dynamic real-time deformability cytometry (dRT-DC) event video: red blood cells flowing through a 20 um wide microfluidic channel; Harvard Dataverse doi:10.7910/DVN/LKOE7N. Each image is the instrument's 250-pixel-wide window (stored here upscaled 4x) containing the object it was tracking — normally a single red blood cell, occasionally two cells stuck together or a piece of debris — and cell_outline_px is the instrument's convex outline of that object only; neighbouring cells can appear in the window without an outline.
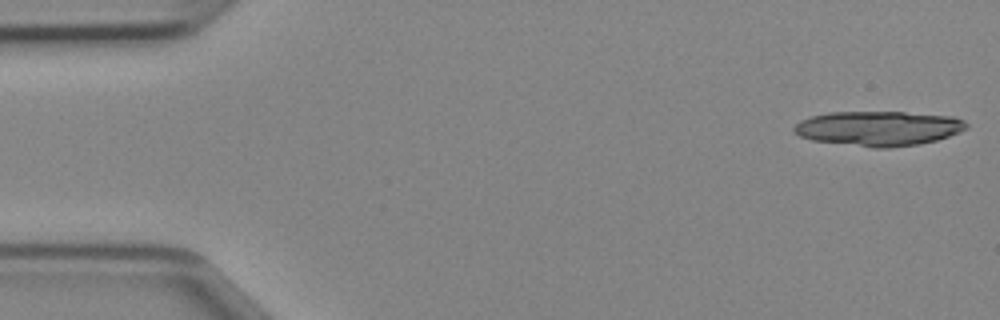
{"species": "Egyptian fruit bat (a non-hibernating species)", "species_latin": "Rousettus aegyptiacus", "temperature_condition": "cold", "stored_images_in_passage": 17, "camera_frame_rate_fps": 3000, "um_per_image_px": 0.085, "animal": {"sex": "female"}, "frame": {"image": 1, "passage_image": 1, "time_ms": 0.0, "image_size_px": [1000, 320], "cell_outline_px": [[968, 128], [960, 132], [936, 140], [920, 144], [888, 148], [876, 148], [812, 140], [800, 136], [792, 128], [800, 120], [812, 116], [828, 112], [904, 112], [956, 116], [964, 120], [968, 124]], "centroid_in_image_um": [74.71, 10.91], "position_along_channel_um": 10.3, "area_um2": 35.03}}
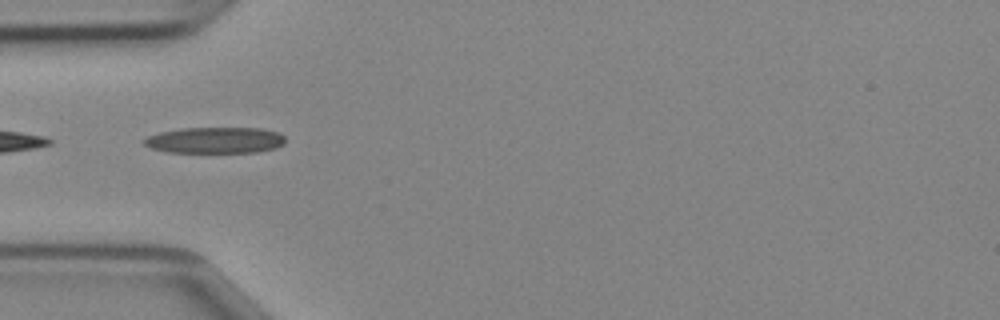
{"frame": {"image": 2, "passage_image": 14, "time_ms": 4.333, "image_size_px": [1000, 320], "cell_outline_px": [[284, 144], [276, 148], [256, 152], [168, 152], [152, 148], [144, 144], [140, 140], [148, 136], [160, 132], [180, 128], [260, 128], [280, 132], [284, 136]], "centroid_in_image_um": [18.29, 11.91], "position_along_channel_um": 66.7, "area_um2": 21.62}}